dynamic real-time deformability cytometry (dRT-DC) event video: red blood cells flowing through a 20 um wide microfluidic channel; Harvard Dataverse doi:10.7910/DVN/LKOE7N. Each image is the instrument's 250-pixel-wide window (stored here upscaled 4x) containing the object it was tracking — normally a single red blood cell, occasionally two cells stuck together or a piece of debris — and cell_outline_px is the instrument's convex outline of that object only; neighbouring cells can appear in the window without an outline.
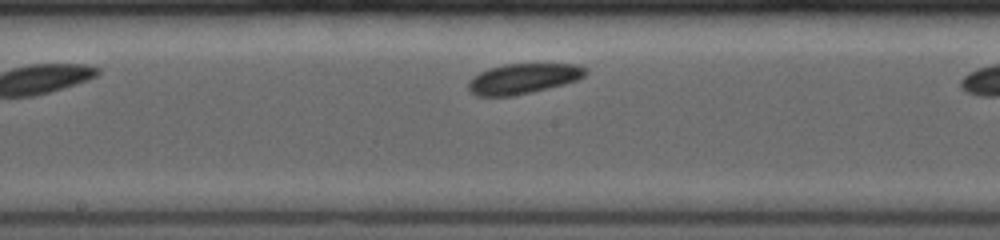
{"species": "common noctule bat (a hibernating species)", "species_latin": "Nyctalus noctula", "temperature_condition": "room temperature", "stored_images_in_passage": 17, "camera_frame_rate_fps": 4000, "um_per_image_px": 0.085, "animal": {"sex": "female", "body_mass_g": 19.0, "forearm_length_mm": 53.3}, "frame": {"image": 1, "passage_image": 6, "time_ms": 2.25, "image_size_px": [1000, 240], "cell_outline_px": [[588, 72], [584, 76], [576, 80], [564, 84], [532, 92], [512, 96], [476, 96], [468, 88], [468, 80], [472, 76], [488, 68], [504, 64], [580, 64], [588, 68]], "centroid_in_image_um": [44.47, 6.67], "position_along_channel_um": 203.7, "area_um2": 20.81}}
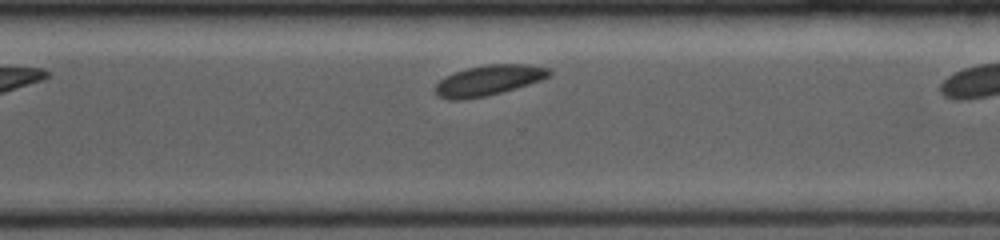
{"frame": {"image": 2, "passage_image": 15, "time_ms": 5.5, "image_size_px": [1000, 240], "cell_outline_px": [[552, 76], [528, 84], [500, 92], [484, 96], [464, 100], [448, 100], [436, 96], [436, 84], [440, 80], [456, 72], [468, 68], [488, 64], [528, 64], [548, 68], [552, 72]], "centroid_in_image_um": [41.54, 6.83], "position_along_channel_um": 329.1, "area_um2": 19.94}}